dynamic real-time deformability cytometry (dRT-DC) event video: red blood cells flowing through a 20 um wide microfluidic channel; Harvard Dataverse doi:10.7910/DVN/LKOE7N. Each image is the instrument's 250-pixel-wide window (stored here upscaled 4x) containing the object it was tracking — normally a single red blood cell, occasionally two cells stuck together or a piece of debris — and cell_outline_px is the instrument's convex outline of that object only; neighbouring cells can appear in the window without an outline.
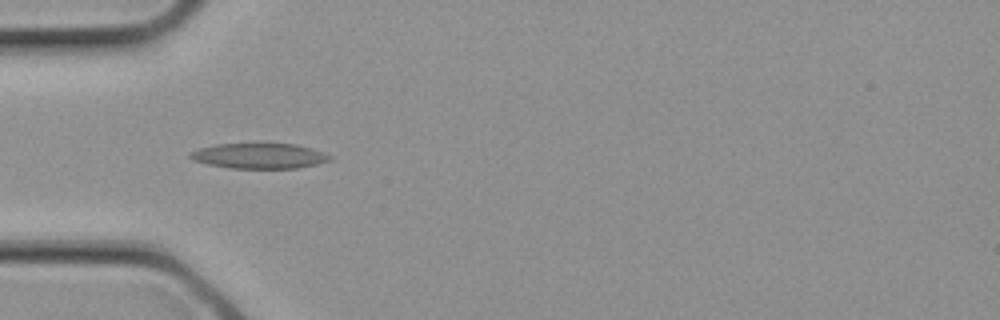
{"species": "common noctule bat (a hibernating species)", "species_latin": "Nyctalus noctula", "temperature_condition": "cold", "stored_images_in_passage": 11, "camera_frame_rate_fps": 3000, "um_per_image_px": 0.085, "animal": {"sex": "female", "body_mass_g": 21.9}, "frame": {"image": 1, "passage_image": 1, "time_ms": 0.0, "image_size_px": [1000, 320], "cell_outline_px": [[332, 160], [316, 164], [296, 168], [232, 168], [208, 164], [192, 160], [188, 156], [188, 152], [200, 148], [216, 144], [296, 144], [312, 148], [332, 156]], "centroid_in_image_um": [22.02, 13.25], "position_along_channel_um": 63.0, "area_um2": 20.52}}
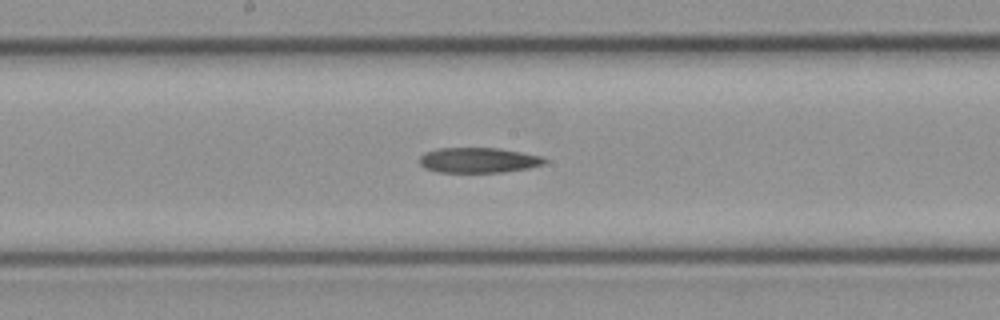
{"frame": {"image": 2, "passage_image": 7, "time_ms": 2.0, "image_size_px": [1000, 320], "cell_outline_px": [[548, 160], [544, 164], [528, 168], [504, 172], [436, 172], [424, 168], [420, 164], [420, 156], [424, 152], [436, 148], [500, 148], [544, 156]], "centroid_in_image_um": [40.68, 13.61], "position_along_channel_um": 207.5, "area_um2": 18.61}}
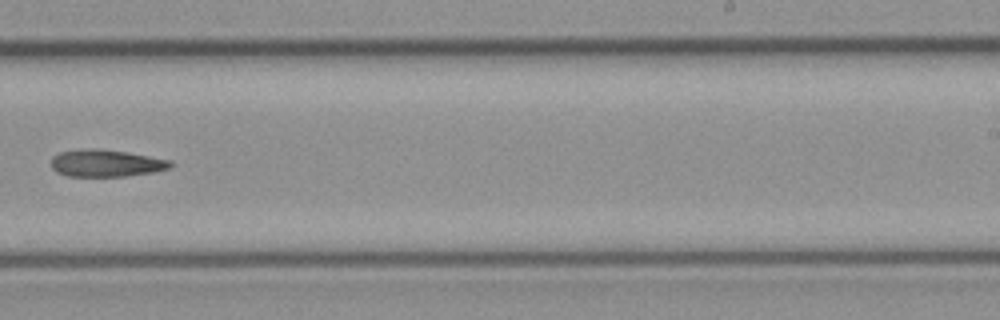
{"frame": {"image": 3, "passage_image": 10, "time_ms": 3.0, "image_size_px": [1000, 320], "cell_outline_px": [[176, 164], [168, 168], [152, 172], [124, 176], [68, 176], [56, 172], [52, 168], [52, 156], [60, 152], [88, 148], [96, 148], [128, 152], [172, 160]], "centroid_in_image_um": [9.03, 13.86], "position_along_channel_um": 280.0, "area_um2": 18.9}}